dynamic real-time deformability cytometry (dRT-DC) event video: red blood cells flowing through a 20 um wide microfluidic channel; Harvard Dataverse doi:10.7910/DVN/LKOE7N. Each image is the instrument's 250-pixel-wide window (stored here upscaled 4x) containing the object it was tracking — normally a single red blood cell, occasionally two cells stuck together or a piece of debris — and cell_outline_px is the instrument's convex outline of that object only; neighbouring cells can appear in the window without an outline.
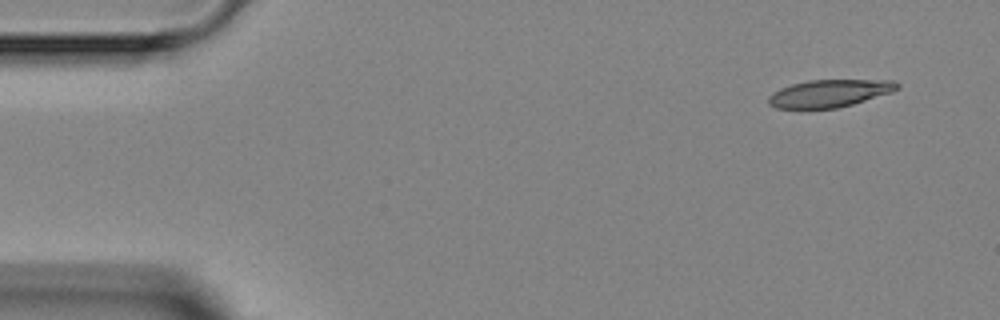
{"species": "Egyptian fruit bat (a non-hibernating species)", "species_latin": "Rousettus aegyptiacus", "temperature_condition": "room temperature", "stored_images_in_passage": 5, "segment_of_instrument_passage": [2, 2], "camera_frame_rate_fps": 3000, "um_per_image_px": 0.085, "animal": {"sex": "female"}, "frame": {"image": 1, "passage_image": 5, "time_ms": 4.667, "image_size_px": [1000, 320], "cell_outline_px": [[900, 88], [892, 92], [852, 104], [836, 108], [776, 108], [768, 104], [768, 96], [772, 92], [780, 88], [792, 84], [808, 80], [892, 80], [900, 84]], "centroid_in_image_um": [70.5, 7.92], "position_along_channel_um": 14.5, "area_um2": 20.58}}